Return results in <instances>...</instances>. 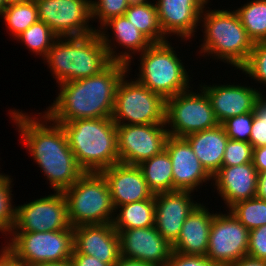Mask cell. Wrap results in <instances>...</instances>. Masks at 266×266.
Segmentation results:
<instances>
[{"mask_svg": "<svg viewBox=\"0 0 266 266\" xmlns=\"http://www.w3.org/2000/svg\"><path fill=\"white\" fill-rule=\"evenodd\" d=\"M39 20L58 37L84 36L97 31L89 25L91 0H34Z\"/></svg>", "mask_w": 266, "mask_h": 266, "instance_id": "11", "label": "cell"}, {"mask_svg": "<svg viewBox=\"0 0 266 266\" xmlns=\"http://www.w3.org/2000/svg\"><path fill=\"white\" fill-rule=\"evenodd\" d=\"M228 210L249 231L266 225V201L258 197L239 201Z\"/></svg>", "mask_w": 266, "mask_h": 266, "instance_id": "32", "label": "cell"}, {"mask_svg": "<svg viewBox=\"0 0 266 266\" xmlns=\"http://www.w3.org/2000/svg\"><path fill=\"white\" fill-rule=\"evenodd\" d=\"M61 125L77 163L85 172H101L119 163L117 125L112 117L76 119Z\"/></svg>", "mask_w": 266, "mask_h": 266, "instance_id": "4", "label": "cell"}, {"mask_svg": "<svg viewBox=\"0 0 266 266\" xmlns=\"http://www.w3.org/2000/svg\"><path fill=\"white\" fill-rule=\"evenodd\" d=\"M152 43L168 39L160 27L156 3L149 0H134L124 14Z\"/></svg>", "mask_w": 266, "mask_h": 266, "instance_id": "27", "label": "cell"}, {"mask_svg": "<svg viewBox=\"0 0 266 266\" xmlns=\"http://www.w3.org/2000/svg\"><path fill=\"white\" fill-rule=\"evenodd\" d=\"M6 6L5 0H0V15Z\"/></svg>", "mask_w": 266, "mask_h": 266, "instance_id": "49", "label": "cell"}, {"mask_svg": "<svg viewBox=\"0 0 266 266\" xmlns=\"http://www.w3.org/2000/svg\"><path fill=\"white\" fill-rule=\"evenodd\" d=\"M32 266H73L71 260H64V261H49L43 262Z\"/></svg>", "mask_w": 266, "mask_h": 266, "instance_id": "47", "label": "cell"}, {"mask_svg": "<svg viewBox=\"0 0 266 266\" xmlns=\"http://www.w3.org/2000/svg\"><path fill=\"white\" fill-rule=\"evenodd\" d=\"M184 139L205 170L213 177L222 167L224 152L228 141L223 126H218L187 135Z\"/></svg>", "mask_w": 266, "mask_h": 266, "instance_id": "25", "label": "cell"}, {"mask_svg": "<svg viewBox=\"0 0 266 266\" xmlns=\"http://www.w3.org/2000/svg\"><path fill=\"white\" fill-rule=\"evenodd\" d=\"M164 266H220L210 260L207 256L183 255L173 252Z\"/></svg>", "mask_w": 266, "mask_h": 266, "instance_id": "40", "label": "cell"}, {"mask_svg": "<svg viewBox=\"0 0 266 266\" xmlns=\"http://www.w3.org/2000/svg\"><path fill=\"white\" fill-rule=\"evenodd\" d=\"M210 99L212 109L218 120L222 124L225 120L234 116L253 112L256 102L262 95L260 88L247 86L246 84H199Z\"/></svg>", "mask_w": 266, "mask_h": 266, "instance_id": "18", "label": "cell"}, {"mask_svg": "<svg viewBox=\"0 0 266 266\" xmlns=\"http://www.w3.org/2000/svg\"><path fill=\"white\" fill-rule=\"evenodd\" d=\"M113 266H152V265L139 260L129 259L120 256L119 260Z\"/></svg>", "mask_w": 266, "mask_h": 266, "instance_id": "46", "label": "cell"}, {"mask_svg": "<svg viewBox=\"0 0 266 266\" xmlns=\"http://www.w3.org/2000/svg\"><path fill=\"white\" fill-rule=\"evenodd\" d=\"M258 171L253 162L222 166L213 176L214 189L229 209L235 203L256 197Z\"/></svg>", "mask_w": 266, "mask_h": 266, "instance_id": "23", "label": "cell"}, {"mask_svg": "<svg viewBox=\"0 0 266 266\" xmlns=\"http://www.w3.org/2000/svg\"><path fill=\"white\" fill-rule=\"evenodd\" d=\"M112 224L117 232L155 226L154 196L151 199L118 206Z\"/></svg>", "mask_w": 266, "mask_h": 266, "instance_id": "26", "label": "cell"}, {"mask_svg": "<svg viewBox=\"0 0 266 266\" xmlns=\"http://www.w3.org/2000/svg\"><path fill=\"white\" fill-rule=\"evenodd\" d=\"M171 42L152 43L138 54L139 73L136 80L165 100L191 88L185 65ZM190 81V82H189Z\"/></svg>", "mask_w": 266, "mask_h": 266, "instance_id": "6", "label": "cell"}, {"mask_svg": "<svg viewBox=\"0 0 266 266\" xmlns=\"http://www.w3.org/2000/svg\"><path fill=\"white\" fill-rule=\"evenodd\" d=\"M212 213L199 202L185 220L179 237L172 245V251L183 255L206 256L211 223L215 215Z\"/></svg>", "mask_w": 266, "mask_h": 266, "instance_id": "24", "label": "cell"}, {"mask_svg": "<svg viewBox=\"0 0 266 266\" xmlns=\"http://www.w3.org/2000/svg\"><path fill=\"white\" fill-rule=\"evenodd\" d=\"M205 8L200 17L204 40L198 53L202 57L212 56V59L227 62L235 67L234 70L239 69L247 61L255 43L235 10Z\"/></svg>", "mask_w": 266, "mask_h": 266, "instance_id": "5", "label": "cell"}, {"mask_svg": "<svg viewBox=\"0 0 266 266\" xmlns=\"http://www.w3.org/2000/svg\"><path fill=\"white\" fill-rule=\"evenodd\" d=\"M165 149L172 162L173 191L194 192L203 183L213 181L184 138L169 136Z\"/></svg>", "mask_w": 266, "mask_h": 266, "instance_id": "19", "label": "cell"}, {"mask_svg": "<svg viewBox=\"0 0 266 266\" xmlns=\"http://www.w3.org/2000/svg\"><path fill=\"white\" fill-rule=\"evenodd\" d=\"M256 197L266 201V172L258 173Z\"/></svg>", "mask_w": 266, "mask_h": 266, "instance_id": "45", "label": "cell"}, {"mask_svg": "<svg viewBox=\"0 0 266 266\" xmlns=\"http://www.w3.org/2000/svg\"><path fill=\"white\" fill-rule=\"evenodd\" d=\"M238 70L266 86V41L254 44L247 61Z\"/></svg>", "mask_w": 266, "mask_h": 266, "instance_id": "34", "label": "cell"}, {"mask_svg": "<svg viewBox=\"0 0 266 266\" xmlns=\"http://www.w3.org/2000/svg\"><path fill=\"white\" fill-rule=\"evenodd\" d=\"M110 28L113 32V40L108 35L109 33L107 30H110ZM97 32L107 49L111 61L127 64L128 70H131L132 56H135L132 54H141L152 44V42L141 33L125 15L110 18L99 29L97 28ZM115 43L120 47H123L125 51L118 52V47L116 48Z\"/></svg>", "mask_w": 266, "mask_h": 266, "instance_id": "20", "label": "cell"}, {"mask_svg": "<svg viewBox=\"0 0 266 266\" xmlns=\"http://www.w3.org/2000/svg\"><path fill=\"white\" fill-rule=\"evenodd\" d=\"M10 119L54 192H64L85 173L69 147L62 125L44 112L32 116L14 108L10 109Z\"/></svg>", "mask_w": 266, "mask_h": 266, "instance_id": "1", "label": "cell"}, {"mask_svg": "<svg viewBox=\"0 0 266 266\" xmlns=\"http://www.w3.org/2000/svg\"><path fill=\"white\" fill-rule=\"evenodd\" d=\"M70 260L73 266H110L108 263L101 262L99 258L78 253L74 249Z\"/></svg>", "mask_w": 266, "mask_h": 266, "instance_id": "41", "label": "cell"}, {"mask_svg": "<svg viewBox=\"0 0 266 266\" xmlns=\"http://www.w3.org/2000/svg\"><path fill=\"white\" fill-rule=\"evenodd\" d=\"M166 124L117 125L119 162L139 165L165 149Z\"/></svg>", "mask_w": 266, "mask_h": 266, "instance_id": "14", "label": "cell"}, {"mask_svg": "<svg viewBox=\"0 0 266 266\" xmlns=\"http://www.w3.org/2000/svg\"><path fill=\"white\" fill-rule=\"evenodd\" d=\"M34 0H5L6 5H11V4H19V3H27V2H31Z\"/></svg>", "mask_w": 266, "mask_h": 266, "instance_id": "48", "label": "cell"}, {"mask_svg": "<svg viewBox=\"0 0 266 266\" xmlns=\"http://www.w3.org/2000/svg\"><path fill=\"white\" fill-rule=\"evenodd\" d=\"M0 266H24L21 261L6 247L0 250Z\"/></svg>", "mask_w": 266, "mask_h": 266, "instance_id": "43", "label": "cell"}, {"mask_svg": "<svg viewBox=\"0 0 266 266\" xmlns=\"http://www.w3.org/2000/svg\"><path fill=\"white\" fill-rule=\"evenodd\" d=\"M58 36L41 20L36 21L29 28L19 34L15 39L21 40L27 49L33 54L47 56L49 49Z\"/></svg>", "mask_w": 266, "mask_h": 266, "instance_id": "31", "label": "cell"}, {"mask_svg": "<svg viewBox=\"0 0 266 266\" xmlns=\"http://www.w3.org/2000/svg\"><path fill=\"white\" fill-rule=\"evenodd\" d=\"M254 43L266 41V0H252L235 10Z\"/></svg>", "mask_w": 266, "mask_h": 266, "instance_id": "29", "label": "cell"}, {"mask_svg": "<svg viewBox=\"0 0 266 266\" xmlns=\"http://www.w3.org/2000/svg\"><path fill=\"white\" fill-rule=\"evenodd\" d=\"M249 142L253 148L266 145V97L261 95L256 102Z\"/></svg>", "mask_w": 266, "mask_h": 266, "instance_id": "38", "label": "cell"}, {"mask_svg": "<svg viewBox=\"0 0 266 266\" xmlns=\"http://www.w3.org/2000/svg\"><path fill=\"white\" fill-rule=\"evenodd\" d=\"M126 73L116 89L112 120L116 125L165 124L166 100Z\"/></svg>", "mask_w": 266, "mask_h": 266, "instance_id": "8", "label": "cell"}, {"mask_svg": "<svg viewBox=\"0 0 266 266\" xmlns=\"http://www.w3.org/2000/svg\"><path fill=\"white\" fill-rule=\"evenodd\" d=\"M191 193L176 190L154 194L155 227L170 245L176 242L188 215L199 204Z\"/></svg>", "mask_w": 266, "mask_h": 266, "instance_id": "17", "label": "cell"}, {"mask_svg": "<svg viewBox=\"0 0 266 266\" xmlns=\"http://www.w3.org/2000/svg\"><path fill=\"white\" fill-rule=\"evenodd\" d=\"M253 164L258 173L266 172V145L253 148Z\"/></svg>", "mask_w": 266, "mask_h": 266, "instance_id": "42", "label": "cell"}, {"mask_svg": "<svg viewBox=\"0 0 266 266\" xmlns=\"http://www.w3.org/2000/svg\"><path fill=\"white\" fill-rule=\"evenodd\" d=\"M229 266H266V260L256 259L247 255Z\"/></svg>", "mask_w": 266, "mask_h": 266, "instance_id": "44", "label": "cell"}, {"mask_svg": "<svg viewBox=\"0 0 266 266\" xmlns=\"http://www.w3.org/2000/svg\"><path fill=\"white\" fill-rule=\"evenodd\" d=\"M11 175L0 173V233L10 235L16 219V206L12 205V184ZM4 233V234H3Z\"/></svg>", "mask_w": 266, "mask_h": 266, "instance_id": "33", "label": "cell"}, {"mask_svg": "<svg viewBox=\"0 0 266 266\" xmlns=\"http://www.w3.org/2000/svg\"><path fill=\"white\" fill-rule=\"evenodd\" d=\"M10 235L12 238L4 242L5 246L24 266L69 260L73 253V227L47 232H11Z\"/></svg>", "mask_w": 266, "mask_h": 266, "instance_id": "10", "label": "cell"}, {"mask_svg": "<svg viewBox=\"0 0 266 266\" xmlns=\"http://www.w3.org/2000/svg\"><path fill=\"white\" fill-rule=\"evenodd\" d=\"M0 16L14 39L39 20L35 1L8 5Z\"/></svg>", "mask_w": 266, "mask_h": 266, "instance_id": "30", "label": "cell"}, {"mask_svg": "<svg viewBox=\"0 0 266 266\" xmlns=\"http://www.w3.org/2000/svg\"><path fill=\"white\" fill-rule=\"evenodd\" d=\"M191 89L166 99L165 124L169 136L184 138L189 134L219 125L206 92Z\"/></svg>", "mask_w": 266, "mask_h": 266, "instance_id": "9", "label": "cell"}, {"mask_svg": "<svg viewBox=\"0 0 266 266\" xmlns=\"http://www.w3.org/2000/svg\"><path fill=\"white\" fill-rule=\"evenodd\" d=\"M120 255L152 266H164L172 253L170 245L155 226L118 232Z\"/></svg>", "mask_w": 266, "mask_h": 266, "instance_id": "16", "label": "cell"}, {"mask_svg": "<svg viewBox=\"0 0 266 266\" xmlns=\"http://www.w3.org/2000/svg\"><path fill=\"white\" fill-rule=\"evenodd\" d=\"M70 227L67 199L63 192H54L16 206L12 232H47Z\"/></svg>", "mask_w": 266, "mask_h": 266, "instance_id": "12", "label": "cell"}, {"mask_svg": "<svg viewBox=\"0 0 266 266\" xmlns=\"http://www.w3.org/2000/svg\"><path fill=\"white\" fill-rule=\"evenodd\" d=\"M209 2L210 0H157L155 3L163 35L169 38L176 34V37H181V41L192 39L196 36L201 14Z\"/></svg>", "mask_w": 266, "mask_h": 266, "instance_id": "15", "label": "cell"}, {"mask_svg": "<svg viewBox=\"0 0 266 266\" xmlns=\"http://www.w3.org/2000/svg\"><path fill=\"white\" fill-rule=\"evenodd\" d=\"M134 0H91V19L100 28L110 18L123 16Z\"/></svg>", "mask_w": 266, "mask_h": 266, "instance_id": "35", "label": "cell"}, {"mask_svg": "<svg viewBox=\"0 0 266 266\" xmlns=\"http://www.w3.org/2000/svg\"><path fill=\"white\" fill-rule=\"evenodd\" d=\"M138 166L154 194L173 191L172 162L166 149Z\"/></svg>", "mask_w": 266, "mask_h": 266, "instance_id": "28", "label": "cell"}, {"mask_svg": "<svg viewBox=\"0 0 266 266\" xmlns=\"http://www.w3.org/2000/svg\"><path fill=\"white\" fill-rule=\"evenodd\" d=\"M108 183L114 209L128 203L151 199L149 189L138 165L116 163L101 171Z\"/></svg>", "mask_w": 266, "mask_h": 266, "instance_id": "22", "label": "cell"}, {"mask_svg": "<svg viewBox=\"0 0 266 266\" xmlns=\"http://www.w3.org/2000/svg\"><path fill=\"white\" fill-rule=\"evenodd\" d=\"M249 230L230 211L216 212L211 223L206 256L220 266L234 264L247 256Z\"/></svg>", "mask_w": 266, "mask_h": 266, "instance_id": "13", "label": "cell"}, {"mask_svg": "<svg viewBox=\"0 0 266 266\" xmlns=\"http://www.w3.org/2000/svg\"><path fill=\"white\" fill-rule=\"evenodd\" d=\"M128 65L112 62L101 73L58 84L59 93L44 112L58 124L85 118L112 117L116 89Z\"/></svg>", "mask_w": 266, "mask_h": 266, "instance_id": "2", "label": "cell"}, {"mask_svg": "<svg viewBox=\"0 0 266 266\" xmlns=\"http://www.w3.org/2000/svg\"><path fill=\"white\" fill-rule=\"evenodd\" d=\"M63 193L71 227L113 222L115 209L108 183L101 172H85Z\"/></svg>", "mask_w": 266, "mask_h": 266, "instance_id": "7", "label": "cell"}, {"mask_svg": "<svg viewBox=\"0 0 266 266\" xmlns=\"http://www.w3.org/2000/svg\"><path fill=\"white\" fill-rule=\"evenodd\" d=\"M247 255L266 260V225L250 230Z\"/></svg>", "mask_w": 266, "mask_h": 266, "instance_id": "39", "label": "cell"}, {"mask_svg": "<svg viewBox=\"0 0 266 266\" xmlns=\"http://www.w3.org/2000/svg\"><path fill=\"white\" fill-rule=\"evenodd\" d=\"M253 162V146L250 142L228 139L222 166H236Z\"/></svg>", "mask_w": 266, "mask_h": 266, "instance_id": "36", "label": "cell"}, {"mask_svg": "<svg viewBox=\"0 0 266 266\" xmlns=\"http://www.w3.org/2000/svg\"><path fill=\"white\" fill-rule=\"evenodd\" d=\"M254 111L225 120L223 126L231 140L249 142Z\"/></svg>", "mask_w": 266, "mask_h": 266, "instance_id": "37", "label": "cell"}, {"mask_svg": "<svg viewBox=\"0 0 266 266\" xmlns=\"http://www.w3.org/2000/svg\"><path fill=\"white\" fill-rule=\"evenodd\" d=\"M74 250L113 266L120 258V239L112 223L73 228Z\"/></svg>", "mask_w": 266, "mask_h": 266, "instance_id": "21", "label": "cell"}, {"mask_svg": "<svg viewBox=\"0 0 266 266\" xmlns=\"http://www.w3.org/2000/svg\"><path fill=\"white\" fill-rule=\"evenodd\" d=\"M44 61L57 84L95 76L112 63L97 31L84 36L58 37Z\"/></svg>", "mask_w": 266, "mask_h": 266, "instance_id": "3", "label": "cell"}]
</instances>
